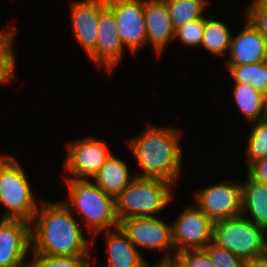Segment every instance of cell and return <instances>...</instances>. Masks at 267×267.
Returning a JSON list of instances; mask_svg holds the SVG:
<instances>
[{"mask_svg":"<svg viewBox=\"0 0 267 267\" xmlns=\"http://www.w3.org/2000/svg\"><path fill=\"white\" fill-rule=\"evenodd\" d=\"M225 22L213 18H204V32L200 45L210 54L222 57L229 51L231 44V33Z\"/></svg>","mask_w":267,"mask_h":267,"instance_id":"21","label":"cell"},{"mask_svg":"<svg viewBox=\"0 0 267 267\" xmlns=\"http://www.w3.org/2000/svg\"><path fill=\"white\" fill-rule=\"evenodd\" d=\"M195 205L213 222L241 215L242 184L226 180L194 194Z\"/></svg>","mask_w":267,"mask_h":267,"instance_id":"9","label":"cell"},{"mask_svg":"<svg viewBox=\"0 0 267 267\" xmlns=\"http://www.w3.org/2000/svg\"><path fill=\"white\" fill-rule=\"evenodd\" d=\"M30 222L0 219V267H18L31 252Z\"/></svg>","mask_w":267,"mask_h":267,"instance_id":"13","label":"cell"},{"mask_svg":"<svg viewBox=\"0 0 267 267\" xmlns=\"http://www.w3.org/2000/svg\"><path fill=\"white\" fill-rule=\"evenodd\" d=\"M14 30L15 28L0 33V85H4V83H8L15 78Z\"/></svg>","mask_w":267,"mask_h":267,"instance_id":"24","label":"cell"},{"mask_svg":"<svg viewBox=\"0 0 267 267\" xmlns=\"http://www.w3.org/2000/svg\"><path fill=\"white\" fill-rule=\"evenodd\" d=\"M246 149L247 167L258 159L267 157V118L252 124Z\"/></svg>","mask_w":267,"mask_h":267,"instance_id":"25","label":"cell"},{"mask_svg":"<svg viewBox=\"0 0 267 267\" xmlns=\"http://www.w3.org/2000/svg\"><path fill=\"white\" fill-rule=\"evenodd\" d=\"M172 187L173 184L163 179L135 177L115 197L118 221L130 217H156V213L174 199Z\"/></svg>","mask_w":267,"mask_h":267,"instance_id":"4","label":"cell"},{"mask_svg":"<svg viewBox=\"0 0 267 267\" xmlns=\"http://www.w3.org/2000/svg\"><path fill=\"white\" fill-rule=\"evenodd\" d=\"M213 226L214 222L195 204L184 208L171 223L176 255L186 250L204 249L213 241Z\"/></svg>","mask_w":267,"mask_h":267,"instance_id":"8","label":"cell"},{"mask_svg":"<svg viewBox=\"0 0 267 267\" xmlns=\"http://www.w3.org/2000/svg\"><path fill=\"white\" fill-rule=\"evenodd\" d=\"M173 264L176 267H215L204 249L179 252Z\"/></svg>","mask_w":267,"mask_h":267,"instance_id":"29","label":"cell"},{"mask_svg":"<svg viewBox=\"0 0 267 267\" xmlns=\"http://www.w3.org/2000/svg\"><path fill=\"white\" fill-rule=\"evenodd\" d=\"M232 95L243 116L251 122L267 118V96L250 84L235 82Z\"/></svg>","mask_w":267,"mask_h":267,"instance_id":"20","label":"cell"},{"mask_svg":"<svg viewBox=\"0 0 267 267\" xmlns=\"http://www.w3.org/2000/svg\"><path fill=\"white\" fill-rule=\"evenodd\" d=\"M246 172L255 180L267 184V157L251 163Z\"/></svg>","mask_w":267,"mask_h":267,"instance_id":"31","label":"cell"},{"mask_svg":"<svg viewBox=\"0 0 267 267\" xmlns=\"http://www.w3.org/2000/svg\"><path fill=\"white\" fill-rule=\"evenodd\" d=\"M148 267H172V263H161L159 261L157 265L153 266V264L152 265L150 264Z\"/></svg>","mask_w":267,"mask_h":267,"instance_id":"33","label":"cell"},{"mask_svg":"<svg viewBox=\"0 0 267 267\" xmlns=\"http://www.w3.org/2000/svg\"><path fill=\"white\" fill-rule=\"evenodd\" d=\"M119 226L127 234L129 240L137 249L141 247L150 250H162L165 255L161 259V263L174 262L176 253L173 244L171 224L169 225L156 216L130 217L121 220ZM170 250H174L175 255L172 254Z\"/></svg>","mask_w":267,"mask_h":267,"instance_id":"7","label":"cell"},{"mask_svg":"<svg viewBox=\"0 0 267 267\" xmlns=\"http://www.w3.org/2000/svg\"><path fill=\"white\" fill-rule=\"evenodd\" d=\"M265 233L264 228L239 215L214 222L213 242L247 261L266 252Z\"/></svg>","mask_w":267,"mask_h":267,"instance_id":"6","label":"cell"},{"mask_svg":"<svg viewBox=\"0 0 267 267\" xmlns=\"http://www.w3.org/2000/svg\"><path fill=\"white\" fill-rule=\"evenodd\" d=\"M234 82L248 83L267 96V60L260 63L227 65Z\"/></svg>","mask_w":267,"mask_h":267,"instance_id":"23","label":"cell"},{"mask_svg":"<svg viewBox=\"0 0 267 267\" xmlns=\"http://www.w3.org/2000/svg\"><path fill=\"white\" fill-rule=\"evenodd\" d=\"M101 232L106 236L108 267H148L150 265L120 226Z\"/></svg>","mask_w":267,"mask_h":267,"instance_id":"17","label":"cell"},{"mask_svg":"<svg viewBox=\"0 0 267 267\" xmlns=\"http://www.w3.org/2000/svg\"><path fill=\"white\" fill-rule=\"evenodd\" d=\"M146 45L152 46L158 57L165 46L174 40V28L164 0H144Z\"/></svg>","mask_w":267,"mask_h":267,"instance_id":"16","label":"cell"},{"mask_svg":"<svg viewBox=\"0 0 267 267\" xmlns=\"http://www.w3.org/2000/svg\"><path fill=\"white\" fill-rule=\"evenodd\" d=\"M97 35L96 46L87 56L98 67L104 65L106 71L112 73L122 60L126 47L118 34L114 12L107 5L100 11Z\"/></svg>","mask_w":267,"mask_h":267,"instance_id":"12","label":"cell"},{"mask_svg":"<svg viewBox=\"0 0 267 267\" xmlns=\"http://www.w3.org/2000/svg\"><path fill=\"white\" fill-rule=\"evenodd\" d=\"M135 177L126 163L111 153L92 181L105 193L116 197Z\"/></svg>","mask_w":267,"mask_h":267,"instance_id":"19","label":"cell"},{"mask_svg":"<svg viewBox=\"0 0 267 267\" xmlns=\"http://www.w3.org/2000/svg\"><path fill=\"white\" fill-rule=\"evenodd\" d=\"M32 267H89L91 256H48L33 253ZM90 261V262H89Z\"/></svg>","mask_w":267,"mask_h":267,"instance_id":"26","label":"cell"},{"mask_svg":"<svg viewBox=\"0 0 267 267\" xmlns=\"http://www.w3.org/2000/svg\"><path fill=\"white\" fill-rule=\"evenodd\" d=\"M242 184V211L246 217L257 226L267 231V184L259 182L247 174V180ZM246 213V214H244Z\"/></svg>","mask_w":267,"mask_h":267,"instance_id":"18","label":"cell"},{"mask_svg":"<svg viewBox=\"0 0 267 267\" xmlns=\"http://www.w3.org/2000/svg\"><path fill=\"white\" fill-rule=\"evenodd\" d=\"M169 10L172 26L175 29L189 22L205 18L202 14L208 0H164Z\"/></svg>","mask_w":267,"mask_h":267,"instance_id":"22","label":"cell"},{"mask_svg":"<svg viewBox=\"0 0 267 267\" xmlns=\"http://www.w3.org/2000/svg\"><path fill=\"white\" fill-rule=\"evenodd\" d=\"M236 37L231 38L226 65L260 63L267 60V38L248 20Z\"/></svg>","mask_w":267,"mask_h":267,"instance_id":"15","label":"cell"},{"mask_svg":"<svg viewBox=\"0 0 267 267\" xmlns=\"http://www.w3.org/2000/svg\"><path fill=\"white\" fill-rule=\"evenodd\" d=\"M204 250L215 267H245L244 260L236 257L232 252L220 247L213 241L208 243Z\"/></svg>","mask_w":267,"mask_h":267,"instance_id":"28","label":"cell"},{"mask_svg":"<svg viewBox=\"0 0 267 267\" xmlns=\"http://www.w3.org/2000/svg\"><path fill=\"white\" fill-rule=\"evenodd\" d=\"M40 206L30 223L31 252L48 256L92 255L90 242L81 229L82 217L77 221L75 212L63 201H45Z\"/></svg>","mask_w":267,"mask_h":267,"instance_id":"1","label":"cell"},{"mask_svg":"<svg viewBox=\"0 0 267 267\" xmlns=\"http://www.w3.org/2000/svg\"><path fill=\"white\" fill-rule=\"evenodd\" d=\"M106 148L104 140L89 136L69 143L64 170L70 176L66 179L92 180L111 154Z\"/></svg>","mask_w":267,"mask_h":267,"instance_id":"10","label":"cell"},{"mask_svg":"<svg viewBox=\"0 0 267 267\" xmlns=\"http://www.w3.org/2000/svg\"><path fill=\"white\" fill-rule=\"evenodd\" d=\"M246 9V18L267 38V0H253Z\"/></svg>","mask_w":267,"mask_h":267,"instance_id":"30","label":"cell"},{"mask_svg":"<svg viewBox=\"0 0 267 267\" xmlns=\"http://www.w3.org/2000/svg\"><path fill=\"white\" fill-rule=\"evenodd\" d=\"M245 267H267V253L265 252L245 261Z\"/></svg>","mask_w":267,"mask_h":267,"instance_id":"32","label":"cell"},{"mask_svg":"<svg viewBox=\"0 0 267 267\" xmlns=\"http://www.w3.org/2000/svg\"><path fill=\"white\" fill-rule=\"evenodd\" d=\"M204 32V18L189 22L174 30V39L189 47L200 46Z\"/></svg>","mask_w":267,"mask_h":267,"instance_id":"27","label":"cell"},{"mask_svg":"<svg viewBox=\"0 0 267 267\" xmlns=\"http://www.w3.org/2000/svg\"><path fill=\"white\" fill-rule=\"evenodd\" d=\"M106 0H79L71 3V22L74 38L86 55L96 46L100 11Z\"/></svg>","mask_w":267,"mask_h":267,"instance_id":"14","label":"cell"},{"mask_svg":"<svg viewBox=\"0 0 267 267\" xmlns=\"http://www.w3.org/2000/svg\"><path fill=\"white\" fill-rule=\"evenodd\" d=\"M18 267H32L31 266V264H30V262L29 263H24V264H22L21 266H18Z\"/></svg>","mask_w":267,"mask_h":267,"instance_id":"34","label":"cell"},{"mask_svg":"<svg viewBox=\"0 0 267 267\" xmlns=\"http://www.w3.org/2000/svg\"><path fill=\"white\" fill-rule=\"evenodd\" d=\"M106 5L114 12L123 45L137 54L146 46L144 0H106Z\"/></svg>","mask_w":267,"mask_h":267,"instance_id":"11","label":"cell"},{"mask_svg":"<svg viewBox=\"0 0 267 267\" xmlns=\"http://www.w3.org/2000/svg\"><path fill=\"white\" fill-rule=\"evenodd\" d=\"M28 177L12 155H0V204L2 218L22 219L31 223L38 210Z\"/></svg>","mask_w":267,"mask_h":267,"instance_id":"5","label":"cell"},{"mask_svg":"<svg viewBox=\"0 0 267 267\" xmlns=\"http://www.w3.org/2000/svg\"><path fill=\"white\" fill-rule=\"evenodd\" d=\"M140 136L127 141L142 173L139 178L163 179L175 184L181 176V133L174 127L148 125Z\"/></svg>","mask_w":267,"mask_h":267,"instance_id":"2","label":"cell"},{"mask_svg":"<svg viewBox=\"0 0 267 267\" xmlns=\"http://www.w3.org/2000/svg\"><path fill=\"white\" fill-rule=\"evenodd\" d=\"M65 181L70 202H63L72 212L77 210L75 212L83 217L82 227L89 229L90 234H98L119 226L115 212V197L105 193L92 180L65 179Z\"/></svg>","mask_w":267,"mask_h":267,"instance_id":"3","label":"cell"}]
</instances>
